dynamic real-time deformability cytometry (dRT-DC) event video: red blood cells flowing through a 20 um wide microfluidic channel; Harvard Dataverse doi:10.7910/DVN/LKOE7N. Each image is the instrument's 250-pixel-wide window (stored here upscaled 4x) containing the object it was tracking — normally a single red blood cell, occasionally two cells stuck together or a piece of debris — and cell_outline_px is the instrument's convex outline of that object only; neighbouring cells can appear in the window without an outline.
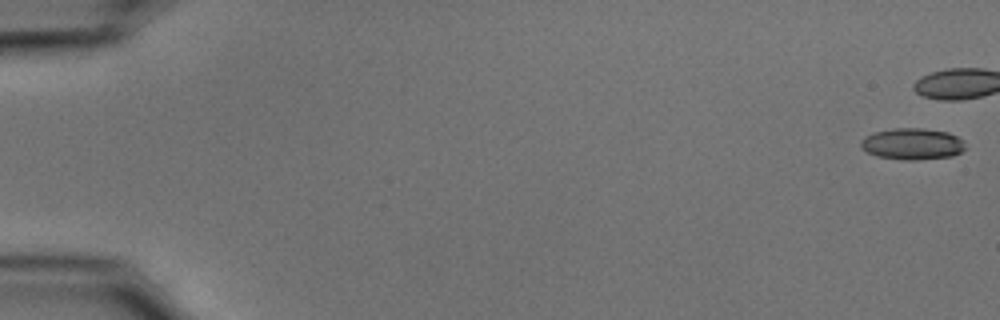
{"species": "common noctule bat (a hibernating species)", "species_latin": "Nyctalus noctula", "temperature_condition": "cold", "stored_images_in_passage": 12, "camera_frame_rate_fps": 3000, "um_per_image_px": 0.085, "animal": {"sex": "male", "body_mass_g": 15.6}, "frame": {"image": 1, "passage_image": 1, "time_ms": 0.0, "image_size_px": [1000, 320], "cell_outline_px": [[964, 148], [960, 152], [952, 156], [916, 160], [908, 160], [876, 156], [868, 152], [860, 144], [860, 140], [864, 136], [876, 132], [892, 128], [924, 128], [948, 132], [964, 140]], "centroid_in_image_um": [77.55, 12.22], "position_along_channel_um": 7.4, "area_um2": 19.07}}